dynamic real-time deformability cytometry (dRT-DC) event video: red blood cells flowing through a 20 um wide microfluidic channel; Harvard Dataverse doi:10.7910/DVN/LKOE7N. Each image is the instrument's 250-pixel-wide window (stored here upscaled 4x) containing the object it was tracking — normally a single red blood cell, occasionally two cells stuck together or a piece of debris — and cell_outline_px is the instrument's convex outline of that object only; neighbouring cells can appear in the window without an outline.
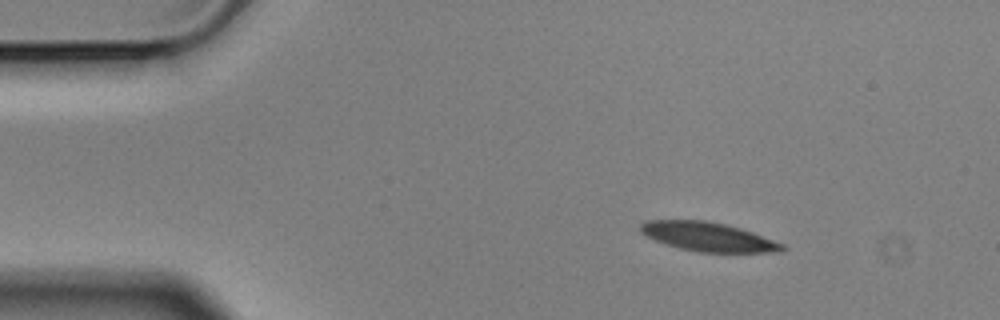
{"species": "Egyptian fruit bat (a non-hibernating species)", "species_latin": "Rousettus aegyptiacus", "temperature_condition": "cold", "stored_images_in_passage": 3, "camera_frame_rate_fps": 3000, "um_per_image_px": 0.085, "animal": {"sex": "male"}, "frame": {"image": 1, "passage_image": 1, "time_ms": 0.0, "image_size_px": [1000, 320], "cell_outline_px": [[788, 248], [780, 252], [700, 252], [680, 248], [656, 240], [640, 232], [640, 224], [648, 220], [704, 220], [724, 224], [740, 228], [752, 232], [784, 244]], "centroid_in_image_um": [60.22, 20.12], "position_along_channel_um": 24.8, "area_um2": 23.7}}